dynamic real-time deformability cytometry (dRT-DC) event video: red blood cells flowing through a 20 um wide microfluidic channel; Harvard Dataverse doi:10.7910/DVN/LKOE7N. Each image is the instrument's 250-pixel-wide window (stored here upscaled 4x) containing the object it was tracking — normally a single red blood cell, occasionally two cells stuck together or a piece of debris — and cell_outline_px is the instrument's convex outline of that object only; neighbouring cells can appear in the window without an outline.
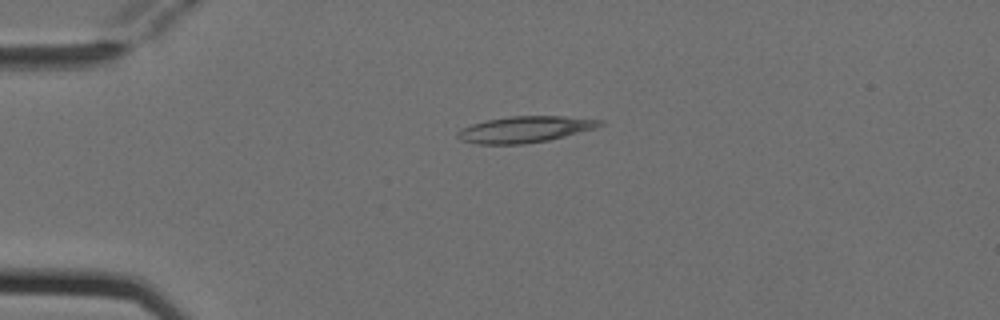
{"species": "Egyptian fruit bat (a non-hibernating species)", "species_latin": "Rousettus aegyptiacus", "temperature_condition": "cold", "stored_images_in_passage": 5, "camera_frame_rate_fps": 3000, "um_per_image_px": 0.085, "animal": {"sex": "female"}, "frame": {"image": 1, "passage_image": 5, "time_ms": 1.333, "image_size_px": [1000, 320], "cell_outline_px": [[604, 124], [596, 128], [548, 140], [524, 144], [476, 144], [460, 140], [456, 136], [456, 132], [460, 128], [472, 124], [488, 120], [508, 116], [564, 116], [604, 120]], "centroid_in_image_um": [44.6, 10.99], "position_along_channel_um": 40.4, "area_um2": 21.85}}